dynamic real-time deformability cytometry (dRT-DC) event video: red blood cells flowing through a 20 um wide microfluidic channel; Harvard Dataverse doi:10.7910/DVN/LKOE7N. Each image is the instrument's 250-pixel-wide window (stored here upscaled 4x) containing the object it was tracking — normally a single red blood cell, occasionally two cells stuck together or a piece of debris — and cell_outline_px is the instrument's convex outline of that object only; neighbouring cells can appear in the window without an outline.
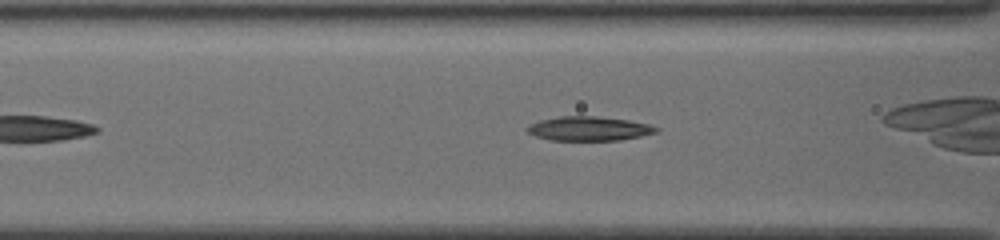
{"species": "common noctule bat (a hibernating species)", "species_latin": "Nyctalus noctula", "temperature_condition": "cold", "stored_images_in_passage": 31, "camera_frame_rate_fps": 3000, "um_per_image_px": 0.085, "animal": {"sex": "female", "body_mass_g": 19.5, "forearm_length_mm": 54.1}, "frame": {"image": 1, "passage_image": 5, "time_ms": 1.333, "image_size_px": [1000, 240], "cell_outline_px": [[660, 132], [620, 140], [552, 140], [536, 136], [528, 132], [524, 128], [540, 120], [560, 116], [596, 116], [628, 120], [648, 124], [660, 128]], "centroid_in_image_um": [50.09, 10.93], "position_along_channel_um": 116.5, "area_um2": 18.15}}
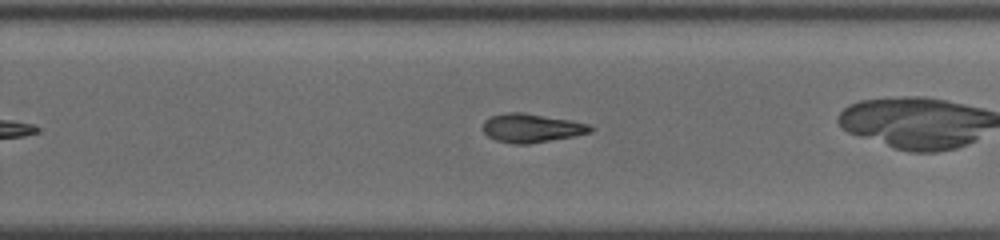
{"frame": {"image": 2, "passage_image": 18, "time_ms": 5.667, "image_size_px": [1000, 240], "cell_outline_px": [[592, 132], [576, 136], [528, 144], [512, 144], [496, 140], [488, 136], [484, 132], [484, 120], [492, 116], [508, 112], [520, 112], [568, 120], [588, 124], [592, 128]], "centroid_in_image_um": [45.17, 10.9], "position_along_channel_um": 284.6, "area_um2": 17.74}, "authors_computed_cell_mechanics": {"area_um2": 17.8024, "velocity_mm_per_s": 3.8871, "shape_relaxation_time_tau1_ms": null, "shape_relaxation_time_tau2_ms": 2.8415, "deformation_change_tau1": null, "deformation_change_tau2": 0.0872}}